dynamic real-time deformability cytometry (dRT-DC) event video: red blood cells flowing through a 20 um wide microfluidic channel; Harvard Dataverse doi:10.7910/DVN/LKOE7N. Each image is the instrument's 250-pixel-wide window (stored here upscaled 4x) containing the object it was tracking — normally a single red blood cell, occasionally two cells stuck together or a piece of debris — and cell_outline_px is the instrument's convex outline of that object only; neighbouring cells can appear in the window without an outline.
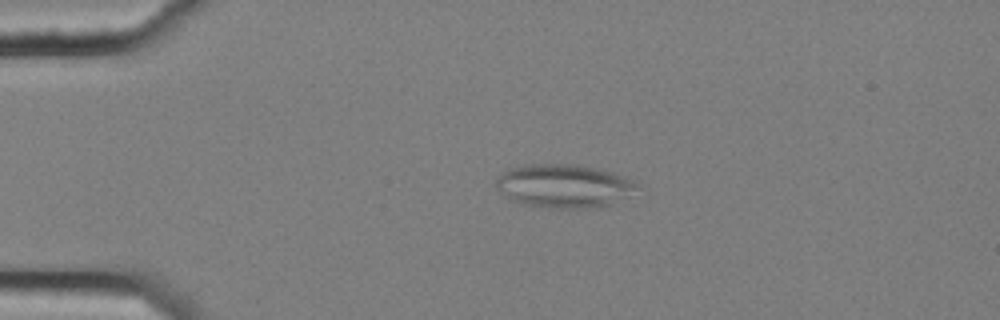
{"species": "common noctule bat (a hibernating species)", "species_latin": "Nyctalus noctula", "temperature_condition": "cold", "stored_images_in_passage": 4, "camera_frame_rate_fps": 3000, "um_per_image_px": 0.085, "animal": {"sex": "female", "body_mass_g": 25.1}, "frame": {"image": 1, "passage_image": 3, "time_ms": 0.667, "image_size_px": [1000, 320], "cell_outline_px": [[640, 184], [628, 196], [600, 208], [548, 208], [520, 204], [504, 196], [496, 188], [496, 180], [504, 172], [512, 168], [524, 164], [576, 164], [596, 168], [612, 172], [632, 180]], "centroid_in_image_um": [47.91, 15.81], "position_along_channel_um": 37.1, "area_um2": 35.78}}